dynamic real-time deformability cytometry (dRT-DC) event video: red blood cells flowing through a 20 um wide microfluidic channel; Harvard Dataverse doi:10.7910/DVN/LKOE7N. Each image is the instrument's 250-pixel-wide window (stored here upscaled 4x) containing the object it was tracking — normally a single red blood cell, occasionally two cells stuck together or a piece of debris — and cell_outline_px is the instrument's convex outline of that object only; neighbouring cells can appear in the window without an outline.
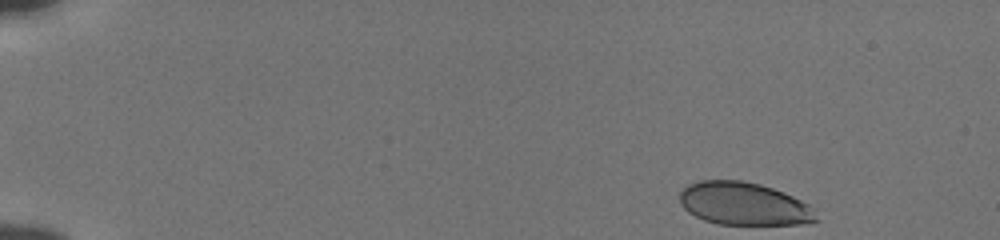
{"species": "human", "species_latin": "Homo sapiens", "temperature_condition": "cold", "stored_images_in_passage": 49, "camera_frame_rate_fps": 3000, "um_per_image_px": 0.085, "donor": {"sex": "male"}, "frame": {"image": 1, "passage_image": 1, "time_ms": 0.0, "image_size_px": [1000, 240], "cell_outline_px": [[820, 220], [800, 224], [720, 224], [704, 220], [688, 212], [680, 204], [680, 192], [688, 184], [700, 180], [740, 180], [760, 184], [784, 192], [808, 204], [812, 208]], "centroid_in_image_um": [63.22, 17.32], "position_along_channel_um": 21.8, "area_um2": 33.99}}
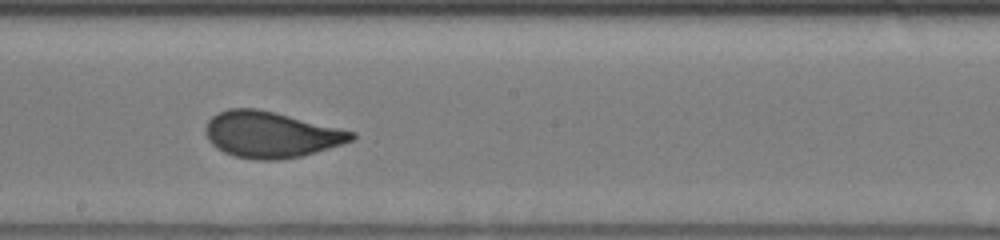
{"frame": {"image": 2, "passage_image": 27, "time_ms": 8.667, "image_size_px": [1000, 240], "cell_outline_px": [[356, 136], [352, 140], [316, 152], [300, 156], [280, 160], [256, 160], [236, 156], [224, 152], [216, 148], [208, 140], [204, 132], [204, 128], [208, 120], [216, 112], [228, 108], [256, 108], [276, 112], [356, 132]], "centroid_in_image_um": [22.98, 11.43], "position_along_channel_um": 225.2, "area_um2": 39.36}}
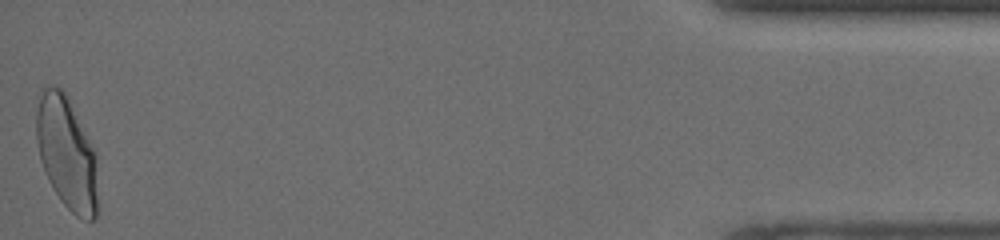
{"frame": {"image": 3, "passage_image": 49, "time_ms": 16.0, "image_size_px": [1000, 240], "cell_outline_px": [[96, 216], [92, 220], [88, 220], [76, 216], [60, 200], [48, 180], [40, 160], [36, 140], [36, 96], [40, 88], [56, 84], [68, 96], [96, 148]], "centroid_in_image_um": [5.64, 12.9], "position_along_channel_um": 429.6, "area_um2": 41.15}, "authors_computed_cell_mechanics": {"area_um2": 37.859, "velocity_mm_per_s": 3.8309, "shape_relaxation_time_tau1_ms": 3.8242, "shape_relaxation_time_tau2_ms": null, "deformation_change_tau1": 0.1417, "deformation_change_tau2": null}}